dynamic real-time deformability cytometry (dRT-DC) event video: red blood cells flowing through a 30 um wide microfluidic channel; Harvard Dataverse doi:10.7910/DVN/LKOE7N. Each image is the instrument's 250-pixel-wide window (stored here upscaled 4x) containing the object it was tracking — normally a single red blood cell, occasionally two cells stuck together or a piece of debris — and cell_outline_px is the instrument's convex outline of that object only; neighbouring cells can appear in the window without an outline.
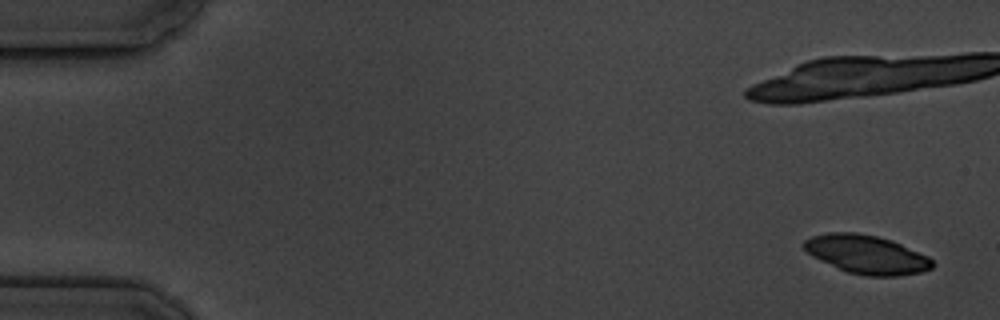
{"species": "common noctule bat (a hibernating species)", "species_latin": "Nyctalus noctula", "temperature_condition": "cold", "stored_images_in_passage": 6, "camera_frame_rate_fps": 3000, "um_per_image_px": 0.085, "animal": {"sex": "male", "body_mass_g": 19.5, "forearm_length_mm": 54.6}, "frame": {"image": 1, "passage_image": 1, "time_ms": 0.0, "image_size_px": [1000, 320], "cell_outline_px": [[936, 264], [932, 268], [920, 272], [896, 276], [864, 276], [848, 272], [820, 260], [812, 256], [804, 248], [804, 240], [812, 236], [828, 232], [856, 232], [876, 236], [892, 240], [928, 256]], "centroid_in_image_um": [73.67, 21.62], "position_along_channel_um": 11.3, "area_um2": 28.78}}